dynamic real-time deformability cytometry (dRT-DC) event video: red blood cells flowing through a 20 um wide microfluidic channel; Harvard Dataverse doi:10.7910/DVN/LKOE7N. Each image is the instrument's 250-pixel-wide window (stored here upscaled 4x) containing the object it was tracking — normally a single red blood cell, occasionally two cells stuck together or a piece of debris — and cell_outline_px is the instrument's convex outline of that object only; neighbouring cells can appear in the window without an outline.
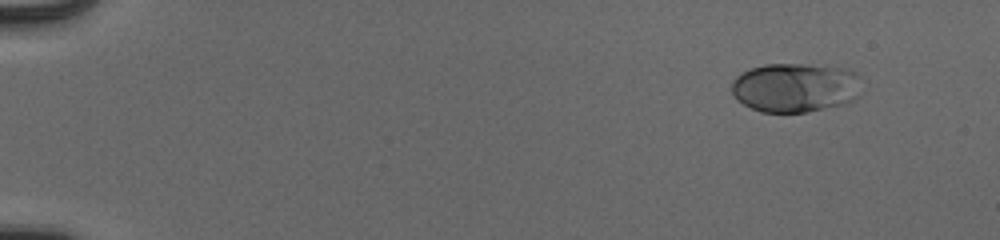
{"species": "human", "species_latin": "Homo sapiens", "temperature_condition": "cold", "stored_images_in_passage": 49, "camera_frame_rate_fps": 3000, "um_per_image_px": 0.085, "donor": {"sex": "male"}, "frame": {"image": 1, "passage_image": 1, "time_ms": 0.0, "image_size_px": [1000, 240], "cell_outline_px": [[860, 96], [856, 100], [844, 104], [808, 112], [760, 112], [744, 104], [732, 92], [732, 80], [736, 76], [752, 68], [764, 64], [808, 64], [844, 68], [856, 72], [860, 76]], "centroid_in_image_um": [67.66, 7.44], "position_along_channel_um": 17.3, "area_um2": 37.57}}
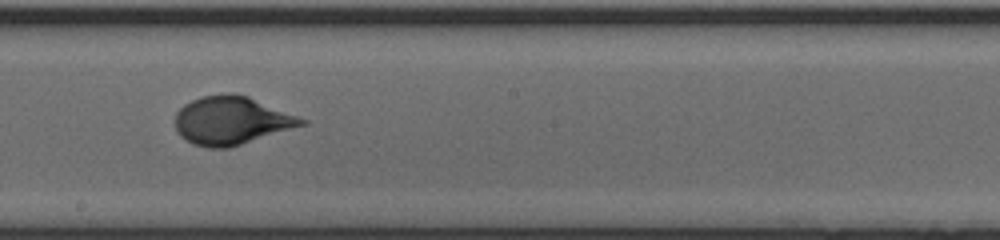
{"frame": {"image": 2, "passage_image": 28, "time_ms": 9.0, "image_size_px": [1000, 240], "cell_outline_px": [[308, 124], [228, 148], [208, 148], [192, 144], [180, 136], [176, 132], [176, 112], [184, 104], [200, 96], [232, 92], [236, 92], [248, 96], [308, 120]], "centroid_in_image_um": [19.67, 10.24], "position_along_channel_um": 228.5, "area_um2": 35.72}}
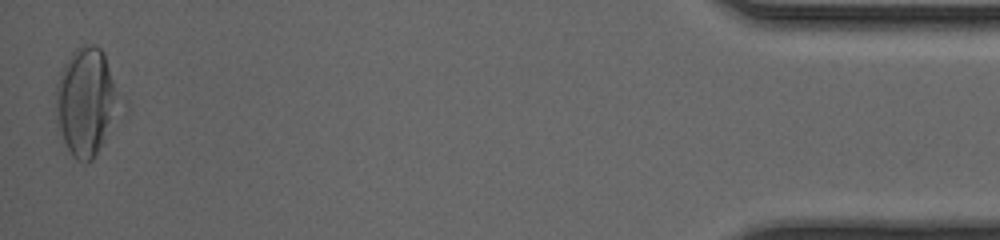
{"frame": {"image": 3, "passage_image": 49, "time_ms": 16.0, "image_size_px": [1000, 240], "cell_outline_px": [[128, 112], [92, 160], [84, 164], [76, 160], [72, 156], [56, 128], [56, 84], [60, 72], [64, 64], [72, 52], [80, 44], [96, 44], [104, 52], [128, 104]], "centroid_in_image_um": [7.48, 8.69], "position_along_channel_um": 427.7, "area_um2": 43.35}, "authors_computed_cell_mechanics": {"area_um2": 34.6222, "velocity_mm_per_s": 3.9468, "shape_relaxation_time_tau1_ms": 3.4103, "shape_relaxation_time_tau2_ms": null, "deformation_change_tau1": 0.1944, "deformation_change_tau2": null}}